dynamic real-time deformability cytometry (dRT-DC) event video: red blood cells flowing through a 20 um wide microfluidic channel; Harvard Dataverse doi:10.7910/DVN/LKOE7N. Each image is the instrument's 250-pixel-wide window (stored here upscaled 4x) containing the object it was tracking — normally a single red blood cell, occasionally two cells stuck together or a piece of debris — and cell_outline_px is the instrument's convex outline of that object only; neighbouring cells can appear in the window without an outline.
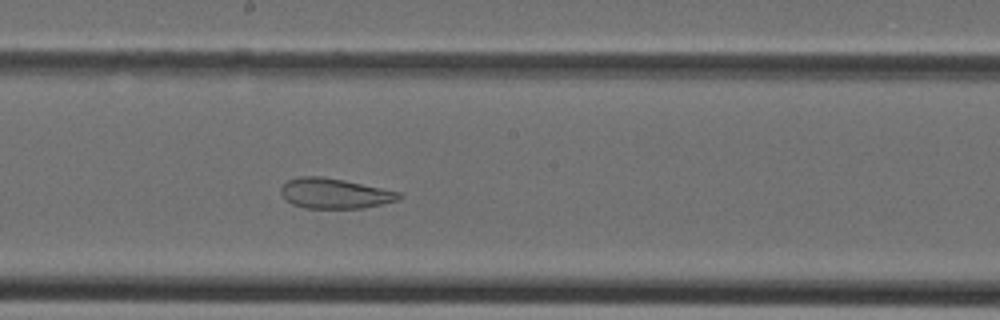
{"species": "Egyptian fruit bat (a non-hibernating species)", "species_latin": "Rousettus aegyptiacus", "temperature_condition": "cold", "stored_images_in_passage": 37, "camera_frame_rate_fps": 3000, "um_per_image_px": 0.085, "animal": {"sex": "female"}, "frame": {"image": 1, "passage_image": 19, "time_ms": 6.0, "image_size_px": [1000, 320], "cell_outline_px": [[404, 196], [400, 200], [364, 208], [304, 208], [292, 204], [284, 200], [280, 192], [280, 188], [288, 180], [300, 176], [320, 176], [344, 180], [400, 192]], "centroid_in_image_um": [28.44, 16.45], "position_along_channel_um": 219.8, "area_um2": 20.92}}
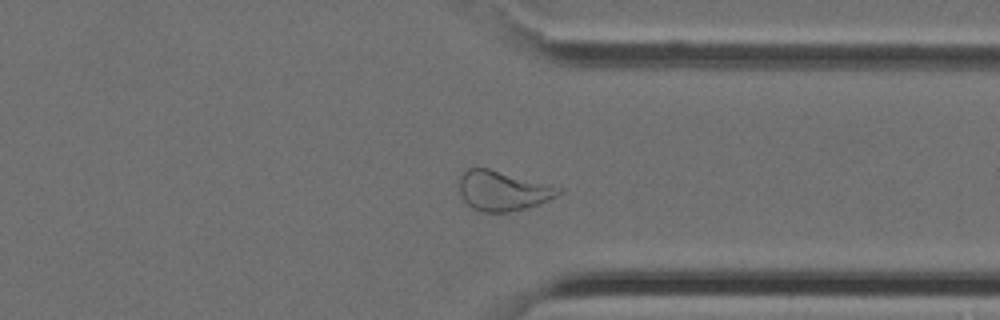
{"frame": {"image": 2, "passage_image": 28, "time_ms": 9.0, "image_size_px": [1000, 320], "cell_outline_px": [[564, 192], [548, 200], [524, 208], [508, 212], [480, 212], [464, 204], [460, 196], [460, 176], [468, 168], [488, 168], [564, 188]], "centroid_in_image_um": [42.72, 16.22], "position_along_channel_um": 368.7, "area_um2": 23.06}}
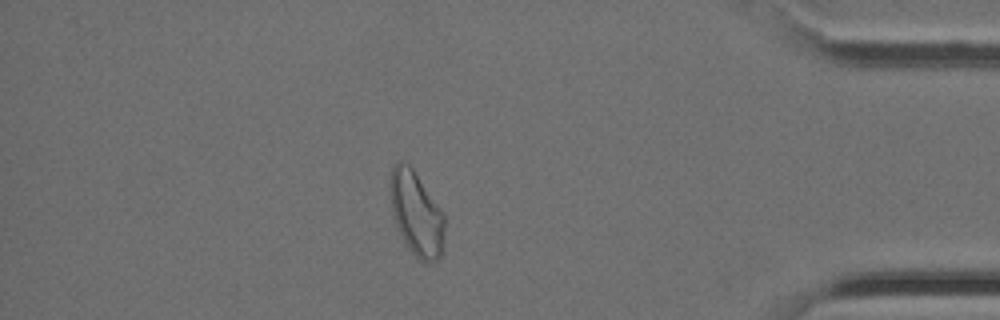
{"frame": {"image": 3, "passage_image": 32, "time_ms": 10.333, "image_size_px": [1000, 320], "cell_outline_px": [[444, 236], [440, 256], [436, 260], [428, 264], [420, 260], [408, 248], [396, 224], [392, 212], [388, 184], [392, 168], [400, 160], [408, 164], [412, 168], [444, 212]], "centroid_in_image_um": [35.38, 18.14], "position_along_channel_um": 399.8, "area_um2": 26.7}}